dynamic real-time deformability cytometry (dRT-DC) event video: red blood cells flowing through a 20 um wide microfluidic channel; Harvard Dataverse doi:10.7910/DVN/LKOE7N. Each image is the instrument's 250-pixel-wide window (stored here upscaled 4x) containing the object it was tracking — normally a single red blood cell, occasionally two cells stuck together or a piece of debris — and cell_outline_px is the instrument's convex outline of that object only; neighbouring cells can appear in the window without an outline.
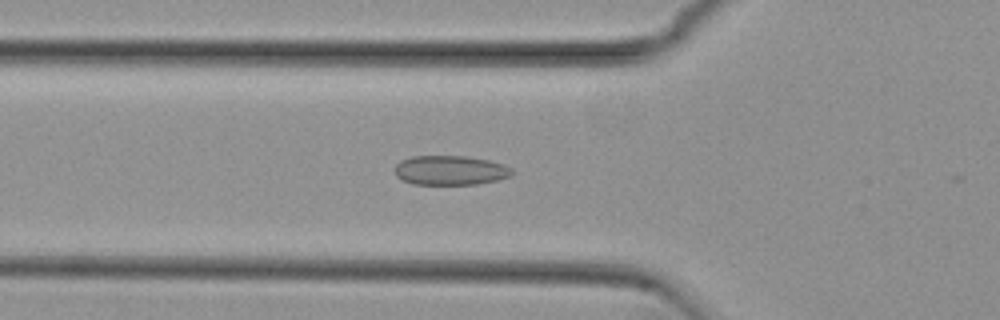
{"species": "common noctule bat (a hibernating species)", "species_latin": "Nyctalus noctula", "temperature_condition": "cold", "stored_images_in_passage": 43, "camera_frame_rate_fps": 3000, "um_per_image_px": 0.085, "animal": {"sex": "female", "body_mass_g": 29.2, "forearm_length_mm": 56.3}, "frame": {"image": 1, "passage_image": 7, "time_ms": 2.0, "image_size_px": [1000, 320], "cell_outline_px": [[512, 176], [496, 180], [476, 184], [412, 184], [396, 176], [392, 168], [400, 160], [412, 156], [468, 156], [488, 160], [504, 164], [512, 168]], "centroid_in_image_um": [38.25, 14.47], "position_along_channel_um": 87.6, "area_um2": 20.29}}
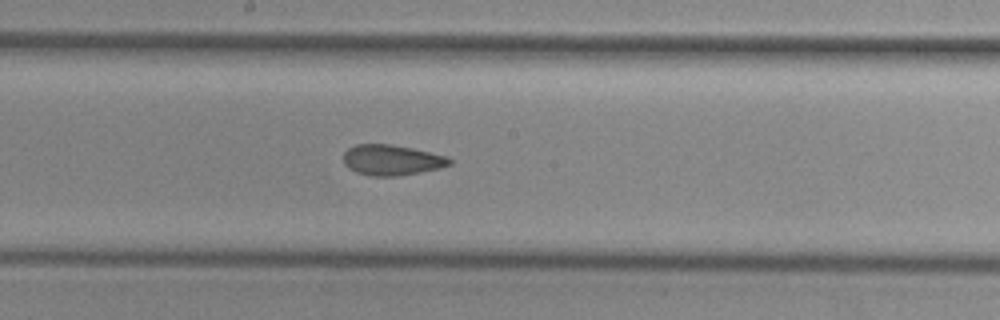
{"frame": {"image": 2, "passage_image": 17, "time_ms": 5.333, "image_size_px": [1000, 320], "cell_outline_px": [[452, 164], [440, 168], [396, 176], [368, 176], [356, 172], [348, 168], [344, 164], [344, 152], [348, 148], [356, 144], [392, 144], [412, 148], [448, 156], [452, 160]], "centroid_in_image_um": [33.29, 13.6], "position_along_channel_um": 214.9, "area_um2": 18.96}}
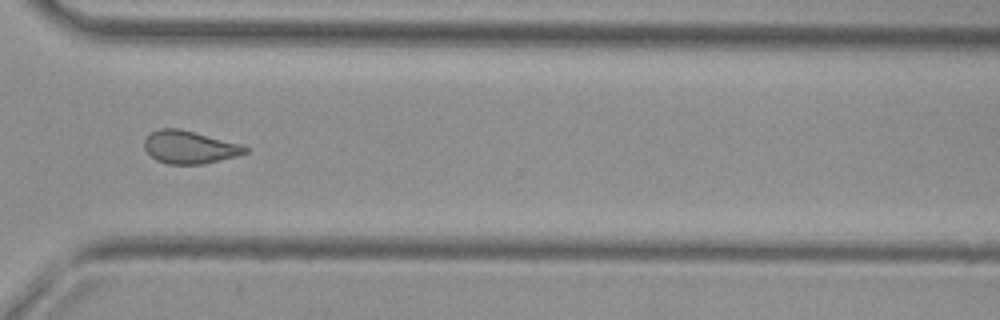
{"frame": {"image": 3, "passage_image": 28, "time_ms": 9.0, "image_size_px": [1000, 320], "cell_outline_px": [[248, 152], [236, 156], [204, 164], [168, 164], [156, 160], [144, 148], [144, 140], [152, 132], [160, 128], [180, 128], [240, 144], [248, 148]], "centroid_in_image_um": [16.1, 12.51], "position_along_channel_um": 354.5, "area_um2": 19.13}}